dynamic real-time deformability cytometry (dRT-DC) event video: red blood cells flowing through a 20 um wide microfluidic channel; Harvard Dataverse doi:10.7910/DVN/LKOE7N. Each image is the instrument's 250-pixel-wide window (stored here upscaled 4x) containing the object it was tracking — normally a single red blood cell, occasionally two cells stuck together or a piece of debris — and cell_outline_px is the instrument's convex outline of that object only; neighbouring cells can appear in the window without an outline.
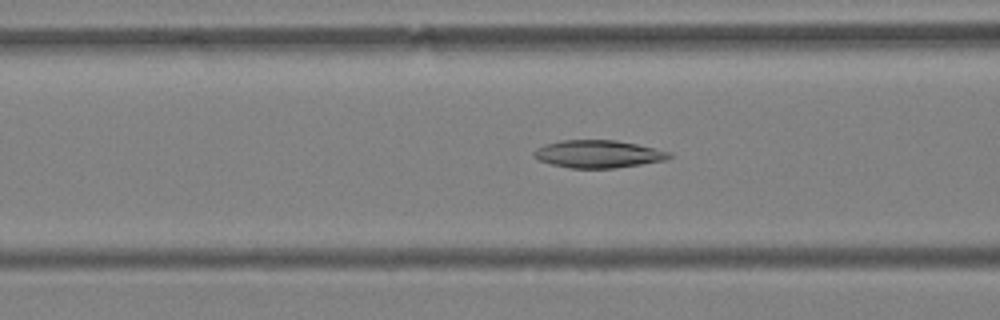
{"species": "Egyptian fruit bat (a non-hibernating species)", "species_latin": "Rousettus aegyptiacus", "temperature_condition": "warm", "stored_images_in_passage": 56, "camera_frame_rate_fps": 3000, "um_per_image_px": 0.085, "animal": {"sex": "female"}, "frame": {"image": 1, "passage_image": 25, "time_ms": 8.0, "image_size_px": [1000, 320], "cell_outline_px": [[672, 156], [664, 160], [616, 168], [568, 168], [552, 164], [540, 160], [532, 156], [532, 152], [536, 148], [544, 144], [560, 140], [616, 140], [636, 144], [672, 152]], "centroid_in_image_um": [50.81, 13.08], "position_along_channel_um": 115.8, "area_um2": 21.79}}
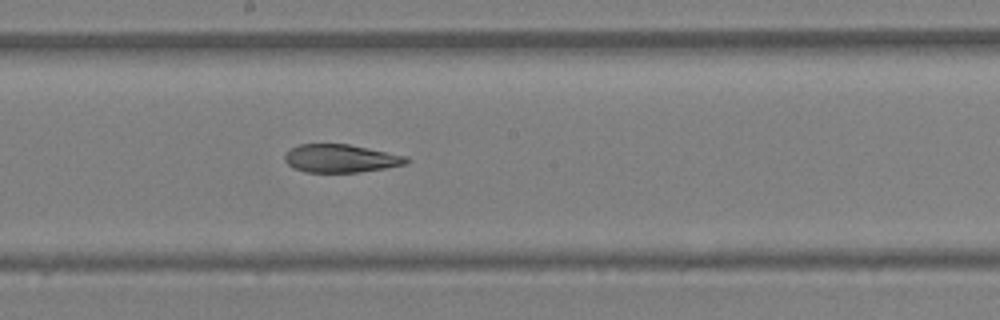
{"frame": {"image": 2, "passage_image": 34, "time_ms": 11.0, "image_size_px": [1000, 320], "cell_outline_px": [[408, 164], [360, 172], [304, 172], [292, 168], [284, 160], [284, 156], [292, 148], [300, 144], [348, 144], [408, 156]], "centroid_in_image_um": [28.96, 13.47], "position_along_channel_um": 219.2, "area_um2": 19.88}}
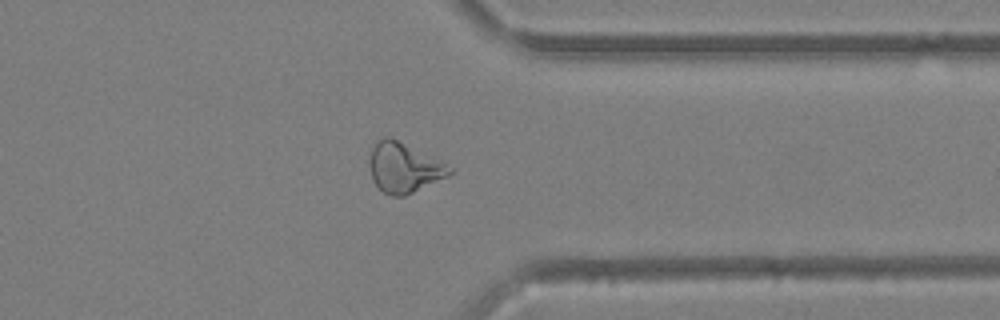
{"frame": {"image": 3, "passage_image": 48, "time_ms": 15.667, "image_size_px": [1000, 320], "cell_outline_px": [[452, 172], [448, 176], [404, 196], [392, 196], [384, 192], [372, 180], [368, 164], [368, 160], [372, 144], [376, 140], [384, 136], [392, 136], [452, 168]], "centroid_in_image_um": [34.25, 14.22], "position_along_channel_um": 377.2, "area_um2": 23.24}, "authors_computed_cell_mechanics": {"area_um2": 23.0622, "velocity_mm_per_s": 3.4542, "shape_relaxation_time_tau1_ms": null, "shape_relaxation_time_tau2_ms": 5.7143, "deformation_change_tau1": null, "deformation_change_tau2": 0.1197}}